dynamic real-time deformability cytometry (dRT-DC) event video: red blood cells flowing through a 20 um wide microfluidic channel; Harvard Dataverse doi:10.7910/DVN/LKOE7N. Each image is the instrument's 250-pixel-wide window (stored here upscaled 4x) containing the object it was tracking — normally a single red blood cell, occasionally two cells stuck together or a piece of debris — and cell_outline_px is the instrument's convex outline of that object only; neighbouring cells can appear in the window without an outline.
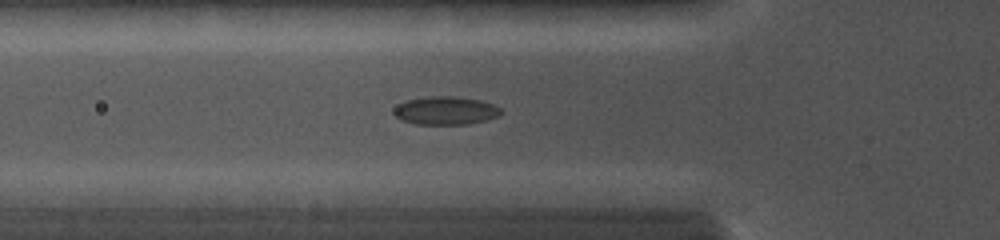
{"species": "common noctule bat (a hibernating species)", "species_latin": "Nyctalus noctula", "temperature_condition": "cold", "stored_images_in_passage": 27, "camera_frame_rate_fps": 5000, "um_per_image_px": 0.085, "animal": {"sex": "female", "body_mass_g": 19.0, "forearm_length_mm": 56.7}, "frame": {"image": 1, "passage_image": 4, "time_ms": 1.4, "image_size_px": [1000, 240], "cell_outline_px": [[504, 112], [500, 116], [468, 124], [416, 124], [400, 120], [392, 112], [400, 104], [408, 100], [428, 96], [456, 96], [480, 100], [492, 104], [500, 108]], "centroid_in_image_um": [37.9, 9.4], "position_along_channel_um": 87.9, "area_um2": 17.57}}
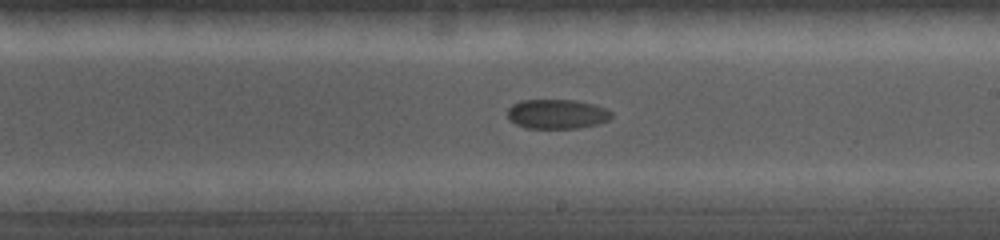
{"frame": {"image": 2, "passage_image": 13, "time_ms": 5.2, "image_size_px": [1000, 240], "cell_outline_px": [[612, 116], [608, 120], [596, 124], [576, 128], [524, 128], [508, 120], [508, 108], [512, 104], [520, 100], [576, 100], [608, 108], [612, 112]], "centroid_in_image_um": [47.32, 9.69], "position_along_channel_um": 241.7, "area_um2": 17.98}}
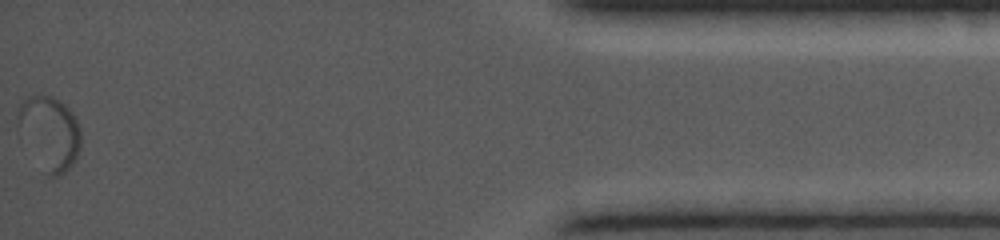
{"frame": {"image": 3, "passage_image": 27, "time_ms": 11.6, "image_size_px": [1000, 240], "cell_outline_px": [[80, 148], [72, 164], [64, 172], [56, 176], [48, 176], [20, 120], [16, 108], [28, 96], [40, 92], [52, 96], [60, 100], [72, 112], [80, 128]], "centroid_in_image_um": [4.32, 11.17], "position_along_channel_um": 430.9, "area_um2": 25.26}}